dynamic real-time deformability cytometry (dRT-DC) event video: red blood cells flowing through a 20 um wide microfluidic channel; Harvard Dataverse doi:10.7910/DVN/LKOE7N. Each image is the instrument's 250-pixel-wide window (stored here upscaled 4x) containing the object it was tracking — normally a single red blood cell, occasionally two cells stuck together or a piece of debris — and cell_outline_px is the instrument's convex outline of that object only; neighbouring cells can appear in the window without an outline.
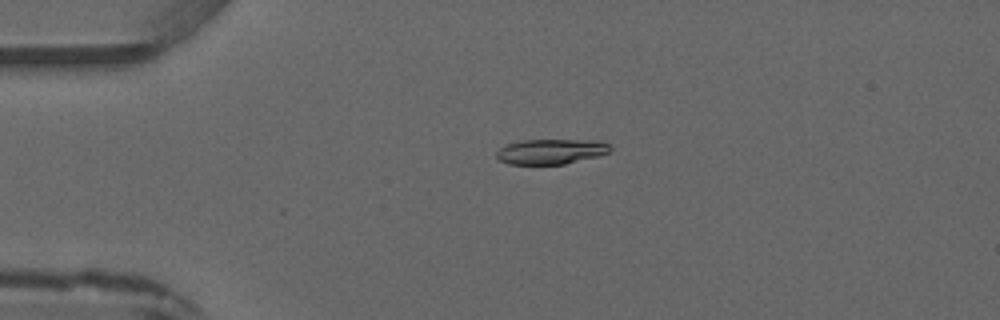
{"species": "common noctule bat (a hibernating species)", "species_latin": "Nyctalus noctula", "temperature_condition": "warm", "stored_images_in_passage": 4, "camera_frame_rate_fps": 3000, "um_per_image_px": 0.085, "animal": {"sex": "male", "forearm_length_mm": 52.5}, "frame": {"image": 1, "passage_image": 3, "time_ms": 3.333, "image_size_px": [1000, 320], "cell_outline_px": [[612, 152], [564, 164], [508, 164], [500, 160], [496, 156], [496, 152], [500, 148], [508, 144], [520, 140], [600, 140], [608, 144], [612, 148]], "centroid_in_image_um": [46.85, 12.87], "position_along_channel_um": 38.1, "area_um2": 16.65}}